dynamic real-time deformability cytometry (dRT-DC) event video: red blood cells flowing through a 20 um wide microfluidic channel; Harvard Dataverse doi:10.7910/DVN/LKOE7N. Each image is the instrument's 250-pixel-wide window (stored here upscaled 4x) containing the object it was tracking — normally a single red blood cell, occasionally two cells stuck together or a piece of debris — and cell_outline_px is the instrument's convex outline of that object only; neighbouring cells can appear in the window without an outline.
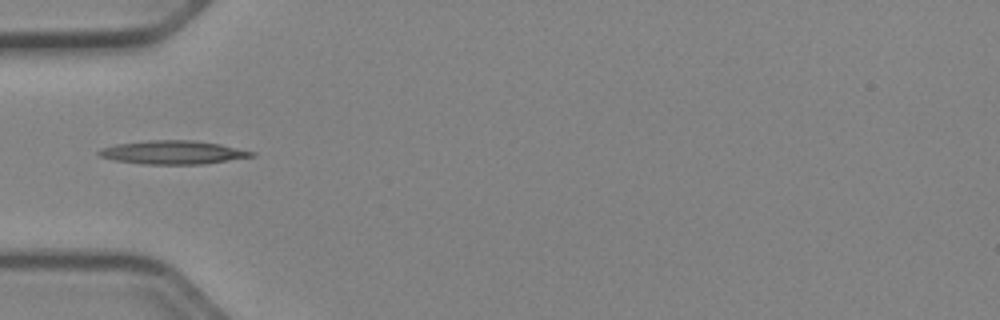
{"species": "Egyptian fruit bat (a non-hibernating species)", "species_latin": "Rousettus aegyptiacus", "temperature_condition": "cold", "stored_images_in_passage": 30, "camera_frame_rate_fps": 3000, "um_per_image_px": 0.085, "animal": {"sex": "female"}, "frame": {"image": 1, "passage_image": 1, "time_ms": 0.0, "image_size_px": [1000, 320], "cell_outline_px": [[256, 156], [204, 164], [144, 164], [112, 160], [100, 156], [96, 152], [100, 148], [116, 144], [148, 140], [192, 140], [220, 144], [256, 152]], "centroid_in_image_um": [14.69, 12.95], "position_along_channel_um": 70.3, "area_um2": 21.04}}
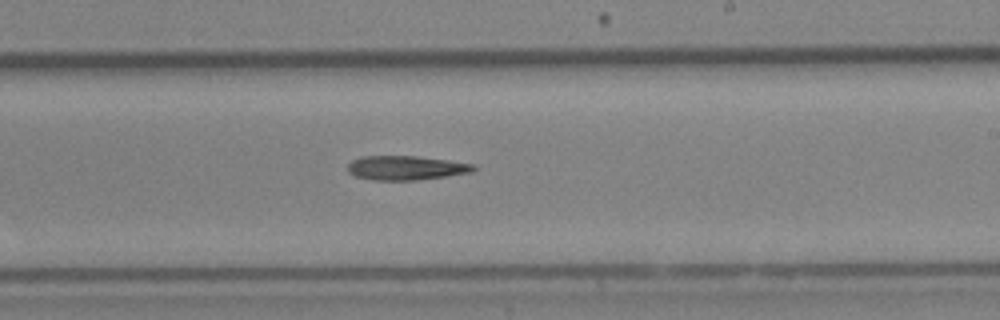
{"frame": {"image": 2, "passage_image": 15, "time_ms": 4.667, "image_size_px": [1000, 320], "cell_outline_px": [[476, 168], [472, 172], [416, 180], [372, 180], [352, 176], [348, 172], [348, 164], [352, 160], [360, 156], [416, 156], [448, 160], [476, 164]], "centroid_in_image_um": [34.47, 14.26], "position_along_channel_um": 254.5, "area_um2": 17.86}}
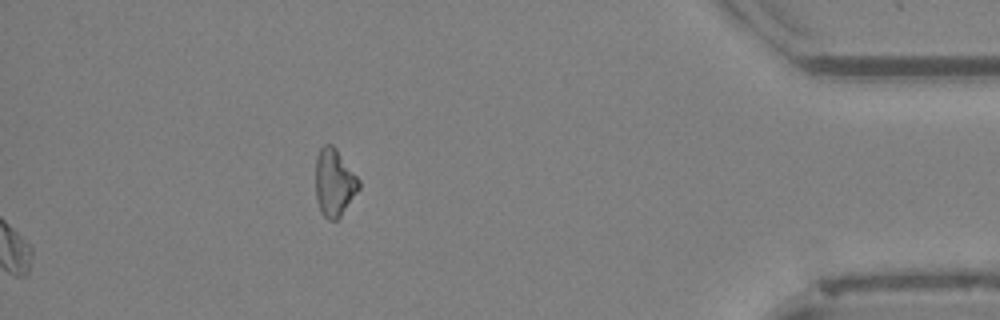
{"frame": {"image": 3, "passage_image": 30, "time_ms": 9.667, "image_size_px": [1000, 320], "cell_outline_px": [[360, 188], [340, 216], [336, 220], [328, 220], [320, 212], [316, 196], [316, 156], [320, 148], [324, 144], [332, 144], [336, 148], [360, 180]], "centroid_in_image_um": [28.41, 15.51], "position_along_channel_um": 406.8, "area_um2": 16.99}}